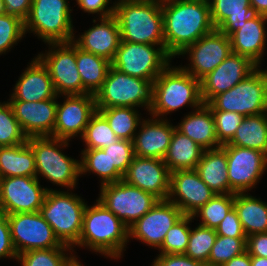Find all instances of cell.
I'll return each mask as SVG.
<instances>
[{
    "instance_id": "obj_7",
    "label": "cell",
    "mask_w": 267,
    "mask_h": 266,
    "mask_svg": "<svg viewBox=\"0 0 267 266\" xmlns=\"http://www.w3.org/2000/svg\"><path fill=\"white\" fill-rule=\"evenodd\" d=\"M71 13L68 0H33L25 34L33 32L47 44L71 42L76 37Z\"/></svg>"
},
{
    "instance_id": "obj_12",
    "label": "cell",
    "mask_w": 267,
    "mask_h": 266,
    "mask_svg": "<svg viewBox=\"0 0 267 266\" xmlns=\"http://www.w3.org/2000/svg\"><path fill=\"white\" fill-rule=\"evenodd\" d=\"M48 45V51L41 52L37 57L48 69L57 96L89 93L83 87L77 68L76 45L72 41Z\"/></svg>"
},
{
    "instance_id": "obj_52",
    "label": "cell",
    "mask_w": 267,
    "mask_h": 266,
    "mask_svg": "<svg viewBox=\"0 0 267 266\" xmlns=\"http://www.w3.org/2000/svg\"><path fill=\"white\" fill-rule=\"evenodd\" d=\"M5 13L15 15L23 21L28 17L33 0H3Z\"/></svg>"
},
{
    "instance_id": "obj_48",
    "label": "cell",
    "mask_w": 267,
    "mask_h": 266,
    "mask_svg": "<svg viewBox=\"0 0 267 266\" xmlns=\"http://www.w3.org/2000/svg\"><path fill=\"white\" fill-rule=\"evenodd\" d=\"M17 256L18 254L11 240L8 217L5 213L0 211V259H17Z\"/></svg>"
},
{
    "instance_id": "obj_14",
    "label": "cell",
    "mask_w": 267,
    "mask_h": 266,
    "mask_svg": "<svg viewBox=\"0 0 267 266\" xmlns=\"http://www.w3.org/2000/svg\"><path fill=\"white\" fill-rule=\"evenodd\" d=\"M11 240L18 255L34 249L68 247L60 243L40 212L7 215Z\"/></svg>"
},
{
    "instance_id": "obj_19",
    "label": "cell",
    "mask_w": 267,
    "mask_h": 266,
    "mask_svg": "<svg viewBox=\"0 0 267 266\" xmlns=\"http://www.w3.org/2000/svg\"><path fill=\"white\" fill-rule=\"evenodd\" d=\"M259 66L246 56L231 52L212 72L200 80L201 98L207 104L253 73Z\"/></svg>"
},
{
    "instance_id": "obj_1",
    "label": "cell",
    "mask_w": 267,
    "mask_h": 266,
    "mask_svg": "<svg viewBox=\"0 0 267 266\" xmlns=\"http://www.w3.org/2000/svg\"><path fill=\"white\" fill-rule=\"evenodd\" d=\"M162 13L165 51L172 58L215 29L208 0H162Z\"/></svg>"
},
{
    "instance_id": "obj_53",
    "label": "cell",
    "mask_w": 267,
    "mask_h": 266,
    "mask_svg": "<svg viewBox=\"0 0 267 266\" xmlns=\"http://www.w3.org/2000/svg\"><path fill=\"white\" fill-rule=\"evenodd\" d=\"M222 266H251V256L245 251L241 255L233 257L230 261L225 262Z\"/></svg>"
},
{
    "instance_id": "obj_25",
    "label": "cell",
    "mask_w": 267,
    "mask_h": 266,
    "mask_svg": "<svg viewBox=\"0 0 267 266\" xmlns=\"http://www.w3.org/2000/svg\"><path fill=\"white\" fill-rule=\"evenodd\" d=\"M22 72L8 100L39 102L57 96L51 76L46 66L38 57Z\"/></svg>"
},
{
    "instance_id": "obj_24",
    "label": "cell",
    "mask_w": 267,
    "mask_h": 266,
    "mask_svg": "<svg viewBox=\"0 0 267 266\" xmlns=\"http://www.w3.org/2000/svg\"><path fill=\"white\" fill-rule=\"evenodd\" d=\"M99 19L98 24L85 30L72 42L80 49L112 62L121 41L118 21L114 15Z\"/></svg>"
},
{
    "instance_id": "obj_45",
    "label": "cell",
    "mask_w": 267,
    "mask_h": 266,
    "mask_svg": "<svg viewBox=\"0 0 267 266\" xmlns=\"http://www.w3.org/2000/svg\"><path fill=\"white\" fill-rule=\"evenodd\" d=\"M211 111L214 118L217 140L221 145L226 144L235 135L237 128L244 119V116L231 111Z\"/></svg>"
},
{
    "instance_id": "obj_21",
    "label": "cell",
    "mask_w": 267,
    "mask_h": 266,
    "mask_svg": "<svg viewBox=\"0 0 267 266\" xmlns=\"http://www.w3.org/2000/svg\"><path fill=\"white\" fill-rule=\"evenodd\" d=\"M56 96L39 102H29L22 100H8L13 113L23 133L29 137H53L54 126L56 123Z\"/></svg>"
},
{
    "instance_id": "obj_31",
    "label": "cell",
    "mask_w": 267,
    "mask_h": 266,
    "mask_svg": "<svg viewBox=\"0 0 267 266\" xmlns=\"http://www.w3.org/2000/svg\"><path fill=\"white\" fill-rule=\"evenodd\" d=\"M36 177L35 155L28 142L0 147V178Z\"/></svg>"
},
{
    "instance_id": "obj_34",
    "label": "cell",
    "mask_w": 267,
    "mask_h": 266,
    "mask_svg": "<svg viewBox=\"0 0 267 266\" xmlns=\"http://www.w3.org/2000/svg\"><path fill=\"white\" fill-rule=\"evenodd\" d=\"M76 63L83 87L95 95L107 77L111 62L76 46Z\"/></svg>"
},
{
    "instance_id": "obj_55",
    "label": "cell",
    "mask_w": 267,
    "mask_h": 266,
    "mask_svg": "<svg viewBox=\"0 0 267 266\" xmlns=\"http://www.w3.org/2000/svg\"><path fill=\"white\" fill-rule=\"evenodd\" d=\"M251 266H267V258L251 256Z\"/></svg>"
},
{
    "instance_id": "obj_35",
    "label": "cell",
    "mask_w": 267,
    "mask_h": 266,
    "mask_svg": "<svg viewBox=\"0 0 267 266\" xmlns=\"http://www.w3.org/2000/svg\"><path fill=\"white\" fill-rule=\"evenodd\" d=\"M108 121L119 139L133 141L141 122V113L134 107L96 108Z\"/></svg>"
},
{
    "instance_id": "obj_40",
    "label": "cell",
    "mask_w": 267,
    "mask_h": 266,
    "mask_svg": "<svg viewBox=\"0 0 267 266\" xmlns=\"http://www.w3.org/2000/svg\"><path fill=\"white\" fill-rule=\"evenodd\" d=\"M216 237L215 229L202 225H197L195 229L191 228L187 250L184 254L193 260L207 264Z\"/></svg>"
},
{
    "instance_id": "obj_43",
    "label": "cell",
    "mask_w": 267,
    "mask_h": 266,
    "mask_svg": "<svg viewBox=\"0 0 267 266\" xmlns=\"http://www.w3.org/2000/svg\"><path fill=\"white\" fill-rule=\"evenodd\" d=\"M246 251V238H233L217 235L207 266H222L233 257Z\"/></svg>"
},
{
    "instance_id": "obj_8",
    "label": "cell",
    "mask_w": 267,
    "mask_h": 266,
    "mask_svg": "<svg viewBox=\"0 0 267 266\" xmlns=\"http://www.w3.org/2000/svg\"><path fill=\"white\" fill-rule=\"evenodd\" d=\"M154 81L144 80L110 67L102 87L95 93L96 108L144 107L153 104Z\"/></svg>"
},
{
    "instance_id": "obj_54",
    "label": "cell",
    "mask_w": 267,
    "mask_h": 266,
    "mask_svg": "<svg viewBox=\"0 0 267 266\" xmlns=\"http://www.w3.org/2000/svg\"><path fill=\"white\" fill-rule=\"evenodd\" d=\"M251 7H254L260 15L267 16V0H250Z\"/></svg>"
},
{
    "instance_id": "obj_10",
    "label": "cell",
    "mask_w": 267,
    "mask_h": 266,
    "mask_svg": "<svg viewBox=\"0 0 267 266\" xmlns=\"http://www.w3.org/2000/svg\"><path fill=\"white\" fill-rule=\"evenodd\" d=\"M171 60L165 45L120 41L111 66L127 75L155 81Z\"/></svg>"
},
{
    "instance_id": "obj_29",
    "label": "cell",
    "mask_w": 267,
    "mask_h": 266,
    "mask_svg": "<svg viewBox=\"0 0 267 266\" xmlns=\"http://www.w3.org/2000/svg\"><path fill=\"white\" fill-rule=\"evenodd\" d=\"M195 170L215 194H229L227 157L222 146L204 150Z\"/></svg>"
},
{
    "instance_id": "obj_51",
    "label": "cell",
    "mask_w": 267,
    "mask_h": 266,
    "mask_svg": "<svg viewBox=\"0 0 267 266\" xmlns=\"http://www.w3.org/2000/svg\"><path fill=\"white\" fill-rule=\"evenodd\" d=\"M246 251L250 256L267 258V232L247 236Z\"/></svg>"
},
{
    "instance_id": "obj_38",
    "label": "cell",
    "mask_w": 267,
    "mask_h": 266,
    "mask_svg": "<svg viewBox=\"0 0 267 266\" xmlns=\"http://www.w3.org/2000/svg\"><path fill=\"white\" fill-rule=\"evenodd\" d=\"M234 198L235 194H216L192 216L201 218L199 225L216 230L234 207Z\"/></svg>"
},
{
    "instance_id": "obj_44",
    "label": "cell",
    "mask_w": 267,
    "mask_h": 266,
    "mask_svg": "<svg viewBox=\"0 0 267 266\" xmlns=\"http://www.w3.org/2000/svg\"><path fill=\"white\" fill-rule=\"evenodd\" d=\"M25 36L24 21L10 14L0 15V55L10 51Z\"/></svg>"
},
{
    "instance_id": "obj_26",
    "label": "cell",
    "mask_w": 267,
    "mask_h": 266,
    "mask_svg": "<svg viewBox=\"0 0 267 266\" xmlns=\"http://www.w3.org/2000/svg\"><path fill=\"white\" fill-rule=\"evenodd\" d=\"M267 16L258 15L248 20L233 32L229 38L233 53L246 56L259 67L264 57L267 41Z\"/></svg>"
},
{
    "instance_id": "obj_49",
    "label": "cell",
    "mask_w": 267,
    "mask_h": 266,
    "mask_svg": "<svg viewBox=\"0 0 267 266\" xmlns=\"http://www.w3.org/2000/svg\"><path fill=\"white\" fill-rule=\"evenodd\" d=\"M82 11L89 14H99V18H107L114 15V2L110 7L109 0H75Z\"/></svg>"
},
{
    "instance_id": "obj_33",
    "label": "cell",
    "mask_w": 267,
    "mask_h": 266,
    "mask_svg": "<svg viewBox=\"0 0 267 266\" xmlns=\"http://www.w3.org/2000/svg\"><path fill=\"white\" fill-rule=\"evenodd\" d=\"M227 144L259 150L267 155V112L244 117Z\"/></svg>"
},
{
    "instance_id": "obj_18",
    "label": "cell",
    "mask_w": 267,
    "mask_h": 266,
    "mask_svg": "<svg viewBox=\"0 0 267 266\" xmlns=\"http://www.w3.org/2000/svg\"><path fill=\"white\" fill-rule=\"evenodd\" d=\"M183 216L181 210L168 200H160L129 230V240H140L147 246L160 248L167 231Z\"/></svg>"
},
{
    "instance_id": "obj_57",
    "label": "cell",
    "mask_w": 267,
    "mask_h": 266,
    "mask_svg": "<svg viewBox=\"0 0 267 266\" xmlns=\"http://www.w3.org/2000/svg\"><path fill=\"white\" fill-rule=\"evenodd\" d=\"M5 14L4 1L0 0V15Z\"/></svg>"
},
{
    "instance_id": "obj_27",
    "label": "cell",
    "mask_w": 267,
    "mask_h": 266,
    "mask_svg": "<svg viewBox=\"0 0 267 266\" xmlns=\"http://www.w3.org/2000/svg\"><path fill=\"white\" fill-rule=\"evenodd\" d=\"M213 26L226 36L238 30L246 21L259 13L251 7L250 0H208Z\"/></svg>"
},
{
    "instance_id": "obj_13",
    "label": "cell",
    "mask_w": 267,
    "mask_h": 266,
    "mask_svg": "<svg viewBox=\"0 0 267 266\" xmlns=\"http://www.w3.org/2000/svg\"><path fill=\"white\" fill-rule=\"evenodd\" d=\"M226 151L229 194L248 193L267 169V155L259 150L223 144Z\"/></svg>"
},
{
    "instance_id": "obj_2",
    "label": "cell",
    "mask_w": 267,
    "mask_h": 266,
    "mask_svg": "<svg viewBox=\"0 0 267 266\" xmlns=\"http://www.w3.org/2000/svg\"><path fill=\"white\" fill-rule=\"evenodd\" d=\"M128 242V227L116 215L98 200L86 206L80 238L74 247H85L115 260L123 255Z\"/></svg>"
},
{
    "instance_id": "obj_37",
    "label": "cell",
    "mask_w": 267,
    "mask_h": 266,
    "mask_svg": "<svg viewBox=\"0 0 267 266\" xmlns=\"http://www.w3.org/2000/svg\"><path fill=\"white\" fill-rule=\"evenodd\" d=\"M81 140L85 142L86 147L84 149H103L119 138L110 128L106 118L99 111H96L91 116Z\"/></svg>"
},
{
    "instance_id": "obj_28",
    "label": "cell",
    "mask_w": 267,
    "mask_h": 266,
    "mask_svg": "<svg viewBox=\"0 0 267 266\" xmlns=\"http://www.w3.org/2000/svg\"><path fill=\"white\" fill-rule=\"evenodd\" d=\"M176 129L189 137L204 150L222 146L216 137V129L212 111L207 104H202L184 118Z\"/></svg>"
},
{
    "instance_id": "obj_17",
    "label": "cell",
    "mask_w": 267,
    "mask_h": 266,
    "mask_svg": "<svg viewBox=\"0 0 267 266\" xmlns=\"http://www.w3.org/2000/svg\"><path fill=\"white\" fill-rule=\"evenodd\" d=\"M63 103H57L53 137L70 141L83 136L91 116L97 111L95 95H64Z\"/></svg>"
},
{
    "instance_id": "obj_9",
    "label": "cell",
    "mask_w": 267,
    "mask_h": 266,
    "mask_svg": "<svg viewBox=\"0 0 267 266\" xmlns=\"http://www.w3.org/2000/svg\"><path fill=\"white\" fill-rule=\"evenodd\" d=\"M211 110L237 112L246 117L267 112V70L257 68L231 89L213 97Z\"/></svg>"
},
{
    "instance_id": "obj_39",
    "label": "cell",
    "mask_w": 267,
    "mask_h": 266,
    "mask_svg": "<svg viewBox=\"0 0 267 266\" xmlns=\"http://www.w3.org/2000/svg\"><path fill=\"white\" fill-rule=\"evenodd\" d=\"M73 251L71 247L34 249L18 255L16 260L21 266H66L73 256Z\"/></svg>"
},
{
    "instance_id": "obj_47",
    "label": "cell",
    "mask_w": 267,
    "mask_h": 266,
    "mask_svg": "<svg viewBox=\"0 0 267 266\" xmlns=\"http://www.w3.org/2000/svg\"><path fill=\"white\" fill-rule=\"evenodd\" d=\"M216 233L219 236L247 238L234 207L227 213L226 217L219 224L216 229Z\"/></svg>"
},
{
    "instance_id": "obj_20",
    "label": "cell",
    "mask_w": 267,
    "mask_h": 266,
    "mask_svg": "<svg viewBox=\"0 0 267 266\" xmlns=\"http://www.w3.org/2000/svg\"><path fill=\"white\" fill-rule=\"evenodd\" d=\"M215 195L195 169L170 173V190L167 200L174 203L183 215L192 216Z\"/></svg>"
},
{
    "instance_id": "obj_32",
    "label": "cell",
    "mask_w": 267,
    "mask_h": 266,
    "mask_svg": "<svg viewBox=\"0 0 267 266\" xmlns=\"http://www.w3.org/2000/svg\"><path fill=\"white\" fill-rule=\"evenodd\" d=\"M234 208L246 236L267 232V203L248 193H236Z\"/></svg>"
},
{
    "instance_id": "obj_6",
    "label": "cell",
    "mask_w": 267,
    "mask_h": 266,
    "mask_svg": "<svg viewBox=\"0 0 267 266\" xmlns=\"http://www.w3.org/2000/svg\"><path fill=\"white\" fill-rule=\"evenodd\" d=\"M49 189L39 212L61 244L72 249L78 243L87 206L77 194Z\"/></svg>"
},
{
    "instance_id": "obj_50",
    "label": "cell",
    "mask_w": 267,
    "mask_h": 266,
    "mask_svg": "<svg viewBox=\"0 0 267 266\" xmlns=\"http://www.w3.org/2000/svg\"><path fill=\"white\" fill-rule=\"evenodd\" d=\"M152 266H207L185 254H158Z\"/></svg>"
},
{
    "instance_id": "obj_46",
    "label": "cell",
    "mask_w": 267,
    "mask_h": 266,
    "mask_svg": "<svg viewBox=\"0 0 267 266\" xmlns=\"http://www.w3.org/2000/svg\"><path fill=\"white\" fill-rule=\"evenodd\" d=\"M110 160V169H117L124 175L134 158L133 141L119 139L102 149Z\"/></svg>"
},
{
    "instance_id": "obj_36",
    "label": "cell",
    "mask_w": 267,
    "mask_h": 266,
    "mask_svg": "<svg viewBox=\"0 0 267 266\" xmlns=\"http://www.w3.org/2000/svg\"><path fill=\"white\" fill-rule=\"evenodd\" d=\"M96 174L101 179V185L123 180V175L117 169H110L108 155L102 149H83L80 158V175Z\"/></svg>"
},
{
    "instance_id": "obj_30",
    "label": "cell",
    "mask_w": 267,
    "mask_h": 266,
    "mask_svg": "<svg viewBox=\"0 0 267 266\" xmlns=\"http://www.w3.org/2000/svg\"><path fill=\"white\" fill-rule=\"evenodd\" d=\"M204 149L176 128L163 158L170 172L196 169Z\"/></svg>"
},
{
    "instance_id": "obj_11",
    "label": "cell",
    "mask_w": 267,
    "mask_h": 266,
    "mask_svg": "<svg viewBox=\"0 0 267 266\" xmlns=\"http://www.w3.org/2000/svg\"><path fill=\"white\" fill-rule=\"evenodd\" d=\"M97 200L128 228L160 201L153 194L130 185L124 180L100 186Z\"/></svg>"
},
{
    "instance_id": "obj_56",
    "label": "cell",
    "mask_w": 267,
    "mask_h": 266,
    "mask_svg": "<svg viewBox=\"0 0 267 266\" xmlns=\"http://www.w3.org/2000/svg\"><path fill=\"white\" fill-rule=\"evenodd\" d=\"M66 266H83L80 261L78 260V257L73 255L70 260L67 262Z\"/></svg>"
},
{
    "instance_id": "obj_3",
    "label": "cell",
    "mask_w": 267,
    "mask_h": 266,
    "mask_svg": "<svg viewBox=\"0 0 267 266\" xmlns=\"http://www.w3.org/2000/svg\"><path fill=\"white\" fill-rule=\"evenodd\" d=\"M114 6L121 41L165 45L162 0H117Z\"/></svg>"
},
{
    "instance_id": "obj_15",
    "label": "cell",
    "mask_w": 267,
    "mask_h": 266,
    "mask_svg": "<svg viewBox=\"0 0 267 266\" xmlns=\"http://www.w3.org/2000/svg\"><path fill=\"white\" fill-rule=\"evenodd\" d=\"M48 190L36 177L0 178V211L6 215L38 212Z\"/></svg>"
},
{
    "instance_id": "obj_23",
    "label": "cell",
    "mask_w": 267,
    "mask_h": 266,
    "mask_svg": "<svg viewBox=\"0 0 267 266\" xmlns=\"http://www.w3.org/2000/svg\"><path fill=\"white\" fill-rule=\"evenodd\" d=\"M142 119L133 139L134 155L143 158L165 157L176 128L168 119L151 116Z\"/></svg>"
},
{
    "instance_id": "obj_4",
    "label": "cell",
    "mask_w": 267,
    "mask_h": 266,
    "mask_svg": "<svg viewBox=\"0 0 267 266\" xmlns=\"http://www.w3.org/2000/svg\"><path fill=\"white\" fill-rule=\"evenodd\" d=\"M171 65L169 64L154 81L150 116L164 118V115L186 105L195 110L203 104L200 80L187 73L181 65Z\"/></svg>"
},
{
    "instance_id": "obj_16",
    "label": "cell",
    "mask_w": 267,
    "mask_h": 266,
    "mask_svg": "<svg viewBox=\"0 0 267 266\" xmlns=\"http://www.w3.org/2000/svg\"><path fill=\"white\" fill-rule=\"evenodd\" d=\"M232 52L230 38L214 29L195 43L188 45L178 56L188 55L187 66H181L194 78L201 80L212 72Z\"/></svg>"
},
{
    "instance_id": "obj_42",
    "label": "cell",
    "mask_w": 267,
    "mask_h": 266,
    "mask_svg": "<svg viewBox=\"0 0 267 266\" xmlns=\"http://www.w3.org/2000/svg\"><path fill=\"white\" fill-rule=\"evenodd\" d=\"M12 107L7 101L0 102V147L20 145L27 142Z\"/></svg>"
},
{
    "instance_id": "obj_41",
    "label": "cell",
    "mask_w": 267,
    "mask_h": 266,
    "mask_svg": "<svg viewBox=\"0 0 267 266\" xmlns=\"http://www.w3.org/2000/svg\"><path fill=\"white\" fill-rule=\"evenodd\" d=\"M193 216L183 215L165 235L162 246L158 249L160 254H184L189 242L191 232L190 222Z\"/></svg>"
},
{
    "instance_id": "obj_22",
    "label": "cell",
    "mask_w": 267,
    "mask_h": 266,
    "mask_svg": "<svg viewBox=\"0 0 267 266\" xmlns=\"http://www.w3.org/2000/svg\"><path fill=\"white\" fill-rule=\"evenodd\" d=\"M170 173L162 159L134 156L123 175V180L153 194L159 200H167L170 190Z\"/></svg>"
},
{
    "instance_id": "obj_5",
    "label": "cell",
    "mask_w": 267,
    "mask_h": 266,
    "mask_svg": "<svg viewBox=\"0 0 267 266\" xmlns=\"http://www.w3.org/2000/svg\"><path fill=\"white\" fill-rule=\"evenodd\" d=\"M29 146L35 155L36 178L42 176L52 184L73 190L78 184L80 160L68 157L62 148L69 141L51 136L29 137Z\"/></svg>"
}]
</instances>
